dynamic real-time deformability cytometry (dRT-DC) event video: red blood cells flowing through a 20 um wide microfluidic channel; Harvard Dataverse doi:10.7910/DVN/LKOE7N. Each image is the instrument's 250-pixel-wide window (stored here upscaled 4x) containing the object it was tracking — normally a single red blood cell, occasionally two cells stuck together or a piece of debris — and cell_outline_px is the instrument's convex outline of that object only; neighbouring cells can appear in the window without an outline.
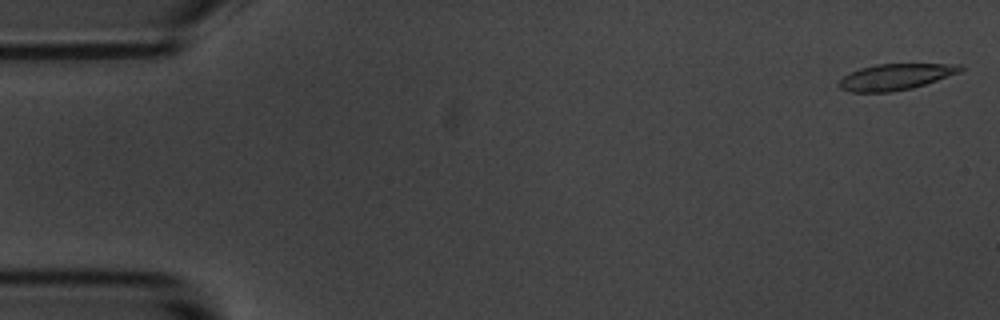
{"species": "common noctule bat (a hibernating species)", "species_latin": "Nyctalus noctula", "temperature_condition": "room temperature", "stored_images_in_passage": 5, "camera_frame_rate_fps": 3000, "um_per_image_px": 0.085, "animal": {"sex": "male", "body_mass_g": 20.1, "forearm_length_mm": 53.5}, "frame": {"image": 1, "passage_image": 1, "time_ms": 0.0, "image_size_px": [1000, 320], "cell_outline_px": [[964, 68], [960, 72], [912, 88], [892, 92], [852, 92], [840, 88], [836, 84], [844, 76], [860, 68], [876, 64], [960, 64]], "centroid_in_image_um": [76.1, 6.53], "position_along_channel_um": 8.9, "area_um2": 18.32}}
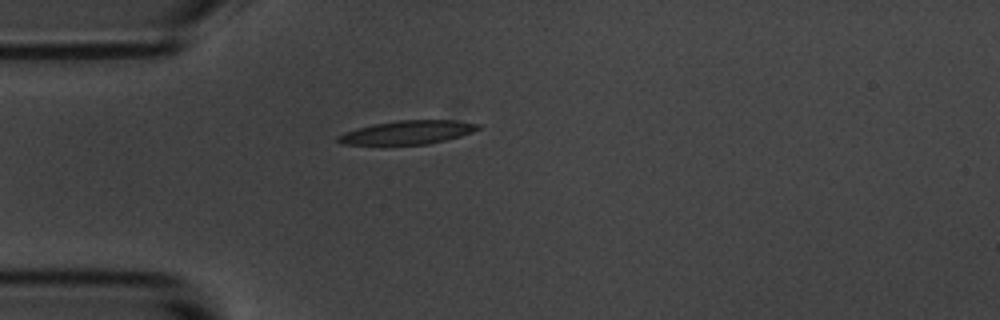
{"frame": {"image": 2, "passage_image": 5, "time_ms": 4.667, "image_size_px": [1000, 320], "cell_outline_px": [[480, 128], [472, 132], [460, 136], [428, 144], [340, 144], [336, 140], [336, 136], [344, 132], [356, 128], [372, 124], [396, 120], [456, 120], [480, 124]], "centroid_in_image_um": [34.61, 11.24], "position_along_channel_um": 50.4, "area_um2": 19.25}}